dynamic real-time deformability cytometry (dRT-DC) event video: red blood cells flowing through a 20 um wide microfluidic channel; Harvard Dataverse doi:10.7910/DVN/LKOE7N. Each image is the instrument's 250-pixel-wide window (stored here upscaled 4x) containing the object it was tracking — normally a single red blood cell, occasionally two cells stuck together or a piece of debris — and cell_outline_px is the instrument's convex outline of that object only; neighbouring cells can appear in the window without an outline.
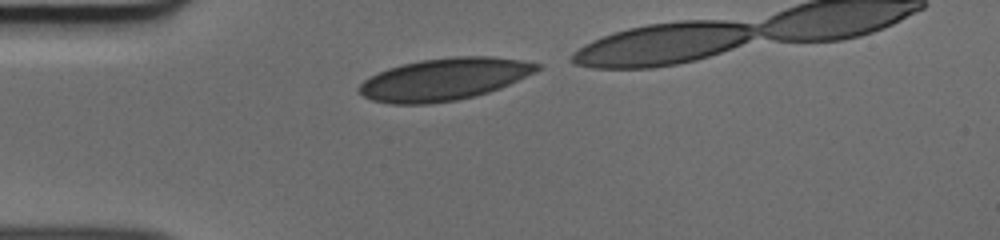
{"species": "human", "species_latin": "Homo sapiens", "temperature_condition": "cold", "stored_images_in_passage": 29, "camera_frame_rate_fps": 3000, "um_per_image_px": 0.085, "donor": {"sex": "male"}, "frame": {"image": 1, "passage_image": 1, "time_ms": 0.0, "image_size_px": [1000, 240], "cell_outline_px": [[540, 68], [536, 72], [500, 88], [488, 92], [456, 100], [432, 104], [388, 104], [372, 100], [364, 96], [356, 88], [364, 80], [388, 68], [420, 60], [452, 56], [488, 56], [520, 60], [540, 64]], "centroid_in_image_um": [37.74, 6.74], "position_along_channel_um": 47.3, "area_um2": 43.52}}
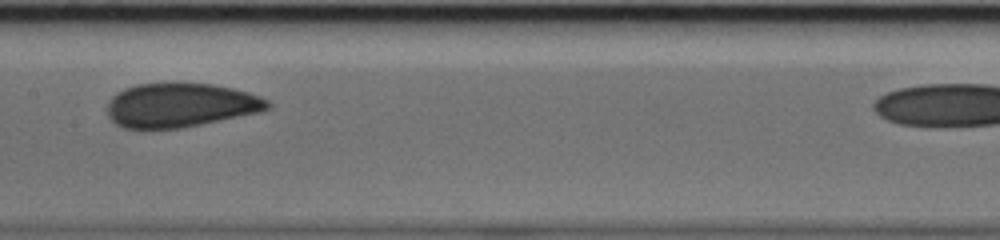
{"frame": {"image": 2, "passage_image": 13, "time_ms": 4.0, "image_size_px": [1000, 240], "cell_outline_px": [[272, 108], [260, 112], [184, 128], [124, 128], [116, 124], [108, 116], [108, 100], [116, 92], [124, 88], [136, 84], [212, 84], [232, 88], [248, 92], [260, 96], [268, 100], [272, 104]], "centroid_in_image_um": [15.36, 8.95], "position_along_channel_um": 192.0, "area_um2": 41.21}}
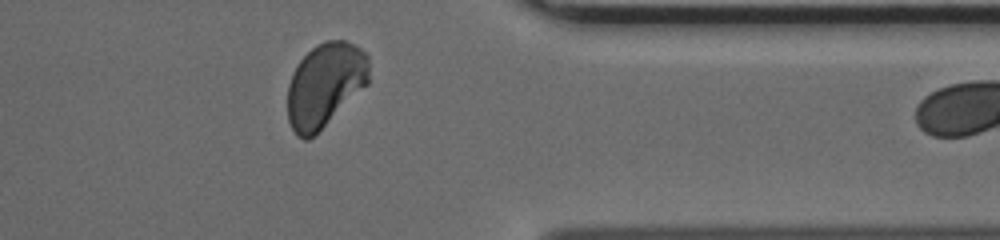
{"frame": {"image": 3, "passage_image": 28, "time_ms": 9.0, "image_size_px": [1000, 240], "cell_outline_px": [[368, 84], [308, 140], [304, 140], [296, 136], [288, 120], [288, 84], [292, 72], [296, 64], [312, 48], [324, 40], [344, 40], [360, 48], [368, 56]], "centroid_in_image_um": [27.6, 7.2], "position_along_channel_um": 383.8, "area_um2": 39.59}}